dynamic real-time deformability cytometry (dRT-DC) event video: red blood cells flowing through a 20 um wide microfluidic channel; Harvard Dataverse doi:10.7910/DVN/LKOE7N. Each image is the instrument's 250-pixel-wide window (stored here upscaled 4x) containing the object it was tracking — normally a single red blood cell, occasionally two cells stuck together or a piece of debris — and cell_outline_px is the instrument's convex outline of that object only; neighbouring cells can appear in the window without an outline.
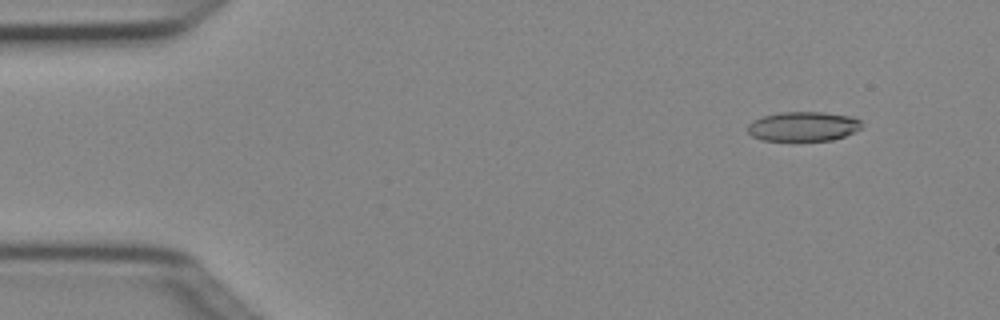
{"species": "Egyptian fruit bat (a non-hibernating species)", "species_latin": "Rousettus aegyptiacus", "temperature_condition": "cold", "stored_images_in_passage": 6, "camera_frame_rate_fps": 3000, "um_per_image_px": 0.085, "animal": {"sex": "female"}, "frame": {"image": 1, "passage_image": 2, "time_ms": 0.333, "image_size_px": [1000, 320], "cell_outline_px": [[864, 124], [856, 132], [832, 140], [764, 140], [752, 136], [748, 132], [748, 124], [752, 120], [764, 116], [780, 112], [824, 112], [852, 116], [860, 120]], "centroid_in_image_um": [68.31, 10.73], "position_along_channel_um": 16.7, "area_um2": 19.65}}
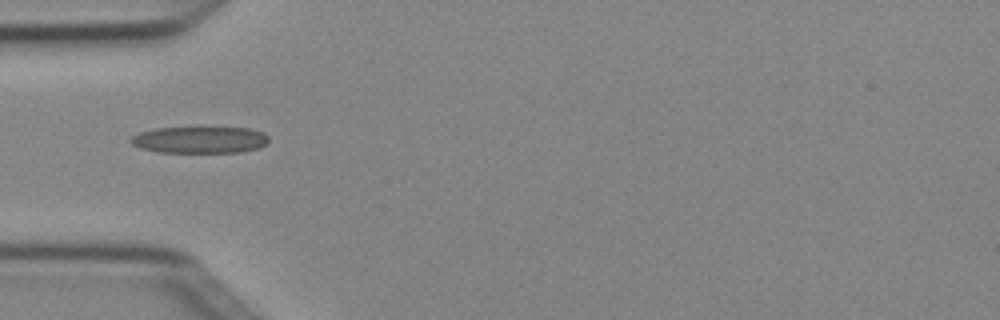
{"frame": {"image": 2, "passage_image": 5, "time_ms": 1.333, "image_size_px": [1000, 320], "cell_outline_px": [[268, 144], [260, 148], [240, 152], [160, 152], [140, 148], [132, 144], [128, 140], [132, 136], [140, 132], [152, 128], [200, 124], [204, 124], [248, 128], [264, 132], [268, 136]], "centroid_in_image_um": [17.0, 11.82], "position_along_channel_um": 68.0, "area_um2": 22.95}}
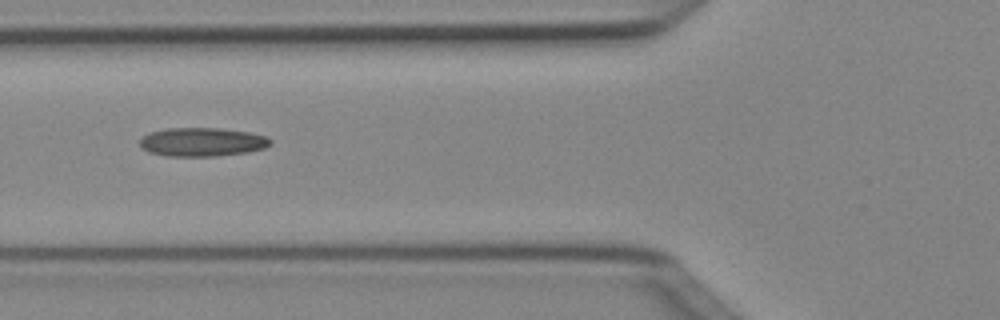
{"frame": {"image": 3, "passage_image": 6, "time_ms": 1.667, "image_size_px": [1000, 320], "cell_outline_px": [[272, 144], [264, 148], [248, 152], [216, 156], [168, 156], [148, 152], [140, 148], [140, 140], [148, 132], [168, 128], [220, 128], [248, 132], [268, 136], [272, 140]], "centroid_in_image_um": [17.19, 12.07], "position_along_channel_um": 108.6, "area_um2": 22.02}}